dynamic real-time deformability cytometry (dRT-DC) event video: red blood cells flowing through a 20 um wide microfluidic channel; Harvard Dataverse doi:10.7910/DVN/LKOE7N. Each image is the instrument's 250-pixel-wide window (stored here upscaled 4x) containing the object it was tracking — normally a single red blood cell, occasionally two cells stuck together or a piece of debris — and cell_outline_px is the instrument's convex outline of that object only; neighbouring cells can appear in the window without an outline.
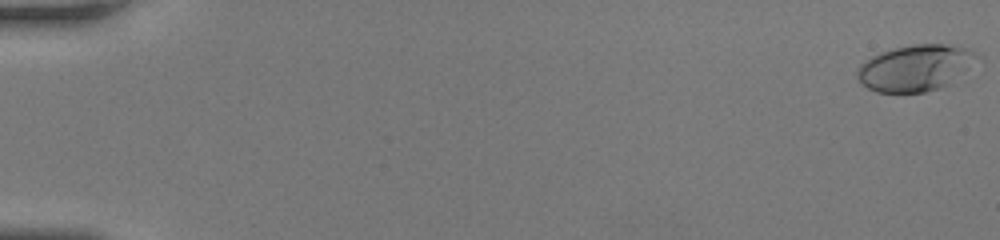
{"species": "human", "species_latin": "Homo sapiens", "temperature_condition": "room temperature", "stored_images_in_passage": 43, "camera_frame_rate_fps": 3000, "um_per_image_px": 0.085, "donor": {"sex": "female"}, "frame": {"image": 1, "passage_image": 1, "time_ms": 0.0, "image_size_px": [1000, 240], "cell_outline_px": [[980, 56], [968, 68], [948, 84], [940, 88], [924, 92], [876, 92], [860, 84], [856, 76], [856, 68], [864, 60], [872, 56], [896, 48], [916, 44], [944, 44], [964, 48]], "centroid_in_image_um": [77.73, 5.78], "position_along_channel_um": 7.3, "area_um2": 31.85}}